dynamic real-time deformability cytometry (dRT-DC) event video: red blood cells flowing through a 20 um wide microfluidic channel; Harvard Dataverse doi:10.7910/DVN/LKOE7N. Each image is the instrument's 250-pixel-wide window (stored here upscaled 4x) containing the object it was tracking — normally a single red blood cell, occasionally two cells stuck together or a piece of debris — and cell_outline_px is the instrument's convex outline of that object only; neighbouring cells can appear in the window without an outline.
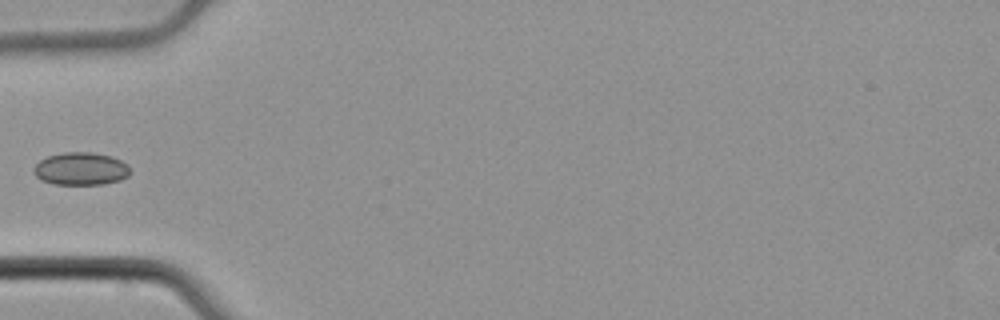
{"species": "common noctule bat (a hibernating species)", "species_latin": "Nyctalus noctula", "temperature_condition": "cold", "stored_images_in_passage": 7, "camera_frame_rate_fps": 3000, "um_per_image_px": 0.085, "animal": {"sex": "male", "body_mass_g": 21.5, "forearm_length_mm": 52.0}, "frame": {"image": 1, "passage_image": 6, "time_ms": 1.667, "image_size_px": [1000, 320], "cell_outline_px": [[132, 172], [128, 176], [120, 180], [104, 184], [52, 184], [40, 180], [32, 172], [32, 168], [40, 160], [48, 156], [64, 152], [92, 152], [112, 156], [128, 164]], "centroid_in_image_um": [6.87, 14.35], "position_along_channel_um": 78.1, "area_um2": 18.67}}
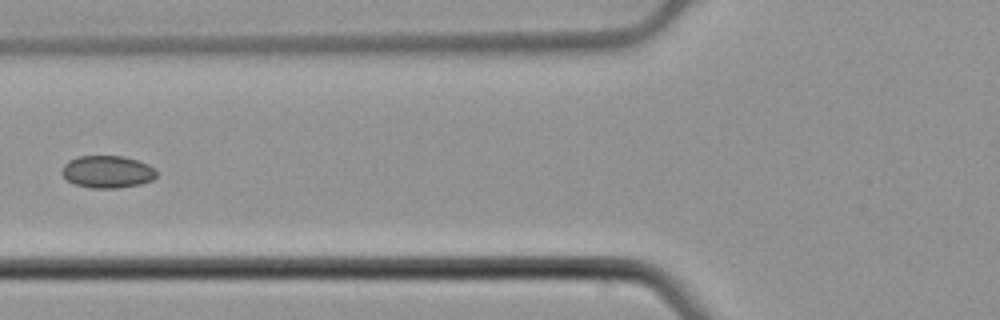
{"frame": {"image": 2, "passage_image": 7, "time_ms": 2.0, "image_size_px": [1000, 320], "cell_outline_px": [[156, 176], [152, 180], [140, 184], [116, 188], [92, 188], [76, 184], [68, 180], [60, 172], [64, 164], [68, 160], [80, 156], [124, 156], [148, 164], [156, 168]], "centroid_in_image_um": [9.13, 14.59], "position_along_channel_um": 116.7, "area_um2": 17.8}}